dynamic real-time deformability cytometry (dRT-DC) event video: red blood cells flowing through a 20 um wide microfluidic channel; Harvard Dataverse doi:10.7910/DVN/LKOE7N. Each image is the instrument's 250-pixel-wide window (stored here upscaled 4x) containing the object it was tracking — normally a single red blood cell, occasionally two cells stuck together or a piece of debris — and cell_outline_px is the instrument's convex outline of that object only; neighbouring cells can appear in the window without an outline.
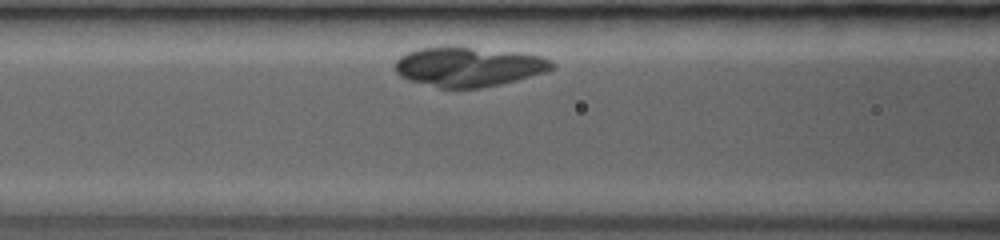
{"species": "common noctule bat (a hibernating species)", "species_latin": "Nyctalus noctula", "temperature_condition": "room temperature", "stored_images_in_passage": 56, "camera_frame_rate_fps": 3000, "um_per_image_px": 0.085, "animal": {"sex": "female", "body_mass_g": 19.0, "forearm_length_mm": 53.3}, "frame": {"image": 1, "passage_image": 14, "time_ms": 1.667, "image_size_px": [1000, 240], "cell_outline_px": [[556, 68], [544, 72], [516, 80], [500, 84], [480, 88], [440, 88], [408, 80], [400, 76], [396, 72], [392, 64], [400, 56], [408, 52], [420, 48], [468, 48], [516, 52], [540, 56], [552, 60], [556, 64]], "centroid_in_image_um": [39.81, 5.69], "position_along_channel_um": 126.8, "area_um2": 35.72}}
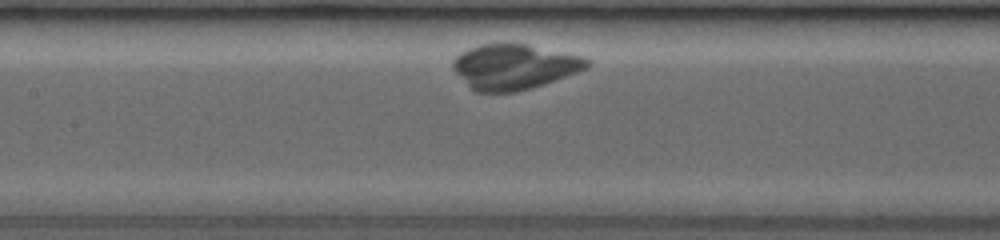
{"frame": {"image": 2, "passage_image": 21, "time_ms": 2.667, "image_size_px": [1000, 240], "cell_outline_px": [[592, 64], [588, 68], [544, 84], [532, 88], [516, 92], [476, 92], [468, 88], [452, 68], [452, 60], [460, 52], [468, 48], [480, 44], [524, 44], [584, 56]], "centroid_in_image_um": [43.68, 5.68], "position_along_channel_um": 163.7, "area_um2": 35.49}}
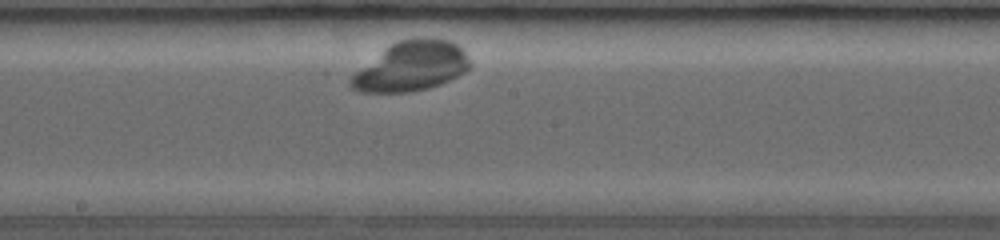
{"frame": {"image": 3, "passage_image": 32, "time_ms": 4.0, "image_size_px": [1000, 240], "cell_outline_px": [[472, 64], [464, 72], [440, 84], [428, 88], [408, 92], [360, 92], [352, 88], [348, 84], [348, 80], [356, 72], [388, 44], [396, 40], [416, 36], [432, 36], [448, 40], [464, 48]], "centroid_in_image_um": [34.97, 5.59], "position_along_channel_um": 213.2, "area_um2": 34.91}}